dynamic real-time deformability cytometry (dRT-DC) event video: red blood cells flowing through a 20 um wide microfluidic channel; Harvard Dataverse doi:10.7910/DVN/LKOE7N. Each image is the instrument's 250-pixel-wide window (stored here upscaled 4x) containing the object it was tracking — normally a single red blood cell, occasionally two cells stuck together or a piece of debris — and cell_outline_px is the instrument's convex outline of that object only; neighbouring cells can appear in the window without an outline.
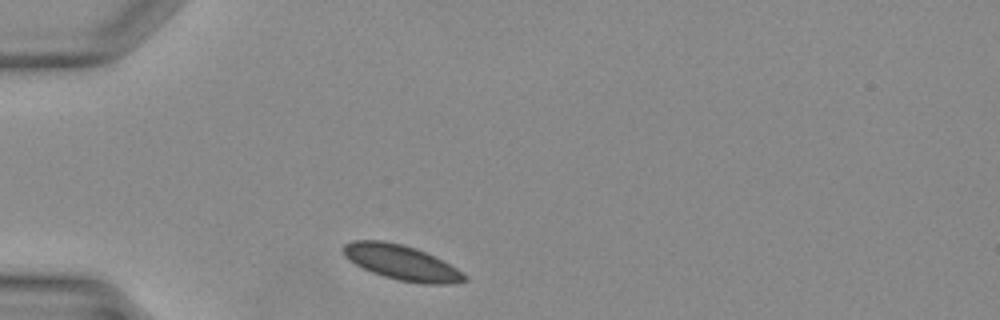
{"species": "Egyptian fruit bat (a non-hibernating species)", "species_latin": "Rousettus aegyptiacus", "temperature_condition": "warm", "stored_images_in_passage": 24, "camera_frame_rate_fps": 3000, "um_per_image_px": 0.085, "animal": {"sex": "female"}, "frame": {"image": 1, "passage_image": 1, "time_ms": 0.0, "image_size_px": [1000, 320], "cell_outline_px": [[468, 280], [452, 284], [424, 284], [400, 280], [384, 276], [372, 272], [348, 260], [344, 256], [340, 248], [344, 244], [352, 240], [380, 240], [400, 244], [416, 248], [456, 268], [468, 276]], "centroid_in_image_um": [34.09, 22.31], "position_along_channel_um": 50.9, "area_um2": 24.51}}
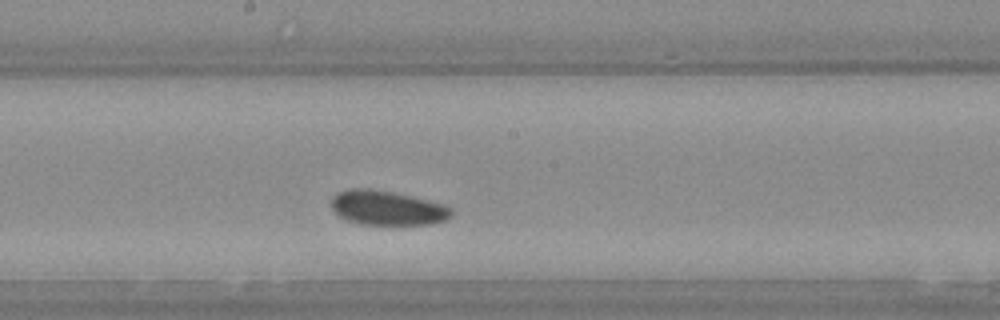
{"frame": {"image": 2, "passage_image": 12, "time_ms": 3.667, "image_size_px": [1000, 320], "cell_outline_px": [[452, 216], [444, 220], [432, 224], [360, 224], [348, 220], [332, 212], [328, 204], [332, 196], [336, 192], [348, 188], [368, 188], [392, 192], [440, 204], [452, 208]], "centroid_in_image_um": [32.8, 17.67], "position_along_channel_um": 215.4, "area_um2": 24.1}}
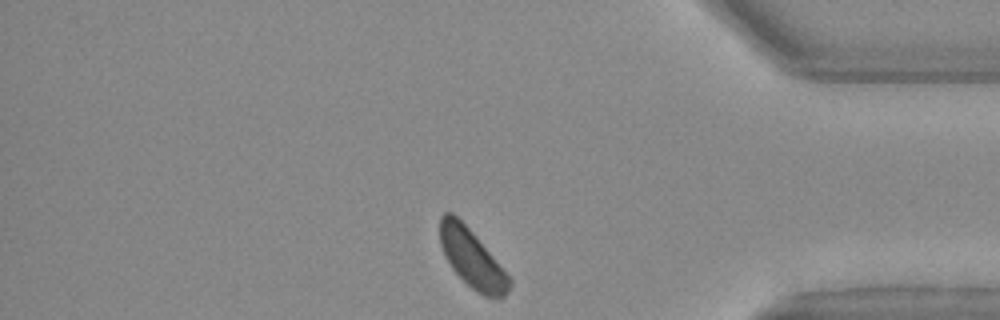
{"frame": {"image": 3, "passage_image": 24, "time_ms": 7.667, "image_size_px": [1000, 320], "cell_outline_px": [[512, 284], [508, 292], [500, 300], [484, 296], [476, 292], [452, 268], [440, 244], [440, 216], [444, 212], [452, 212], [472, 232], [512, 280]], "centroid_in_image_um": [40.13, 22.0], "position_along_channel_um": 395.1, "area_um2": 23.12}}